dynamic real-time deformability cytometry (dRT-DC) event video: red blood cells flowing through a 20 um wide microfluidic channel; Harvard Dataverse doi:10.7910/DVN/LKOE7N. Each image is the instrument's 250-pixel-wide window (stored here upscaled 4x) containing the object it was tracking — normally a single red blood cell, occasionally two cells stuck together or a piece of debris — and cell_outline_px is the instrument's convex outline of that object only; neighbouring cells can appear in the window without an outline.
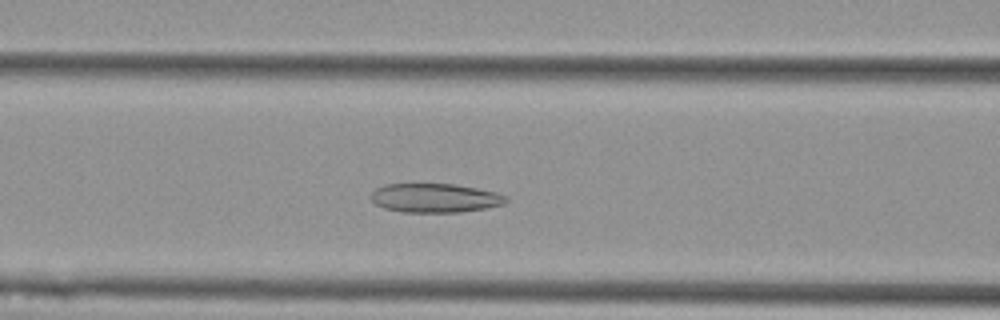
{"species": "Egyptian fruit bat (a non-hibernating species)", "species_latin": "Rousettus aegyptiacus", "temperature_condition": "cold", "stored_images_in_passage": 50, "camera_frame_rate_fps": 3000, "um_per_image_px": 0.085, "animal": {"sex": "female"}, "frame": {"image": 1, "passage_image": 17, "time_ms": 5.333, "image_size_px": [1000, 320], "cell_outline_px": [[508, 200], [504, 204], [484, 208], [460, 212], [404, 212], [384, 208], [376, 204], [368, 196], [376, 188], [384, 184], [456, 184], [500, 192], [508, 196]], "centroid_in_image_um": [37.0, 16.82], "position_along_channel_um": 129.6, "area_um2": 23.06}}
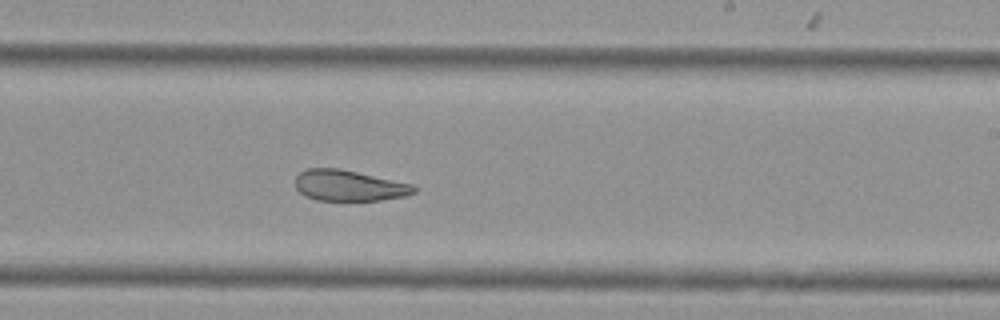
{"frame": {"image": 2, "passage_image": 28, "time_ms": 9.0, "image_size_px": [1000, 320], "cell_outline_px": [[416, 192], [404, 196], [380, 200], [316, 200], [304, 196], [296, 188], [296, 176], [300, 172], [308, 168], [340, 168], [412, 184], [416, 188]], "centroid_in_image_um": [29.64, 15.77], "position_along_channel_um": 259.4, "area_um2": 21.27}}
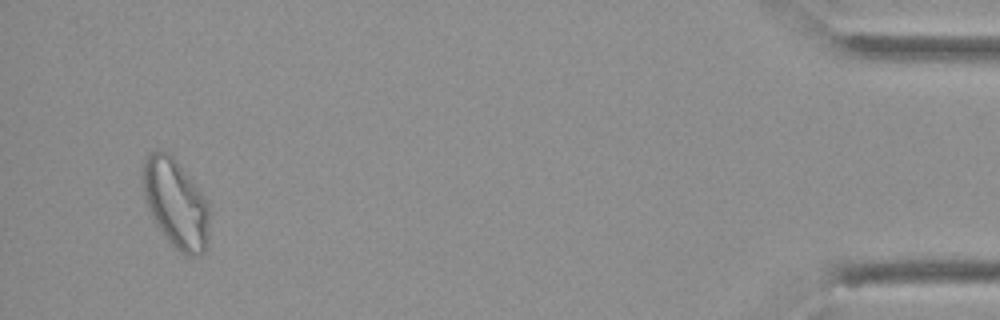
{"frame": {"image": 3, "passage_image": 48, "time_ms": 15.667, "image_size_px": [1000, 320], "cell_outline_px": [[208, 244], [204, 252], [200, 256], [184, 256], [168, 240], [156, 224], [144, 200], [140, 176], [144, 156], [148, 152], [156, 148], [168, 152], [176, 160], [200, 188], [208, 200]], "centroid_in_image_um": [14.91, 17.23], "position_along_channel_um": 420.3, "area_um2": 35.37}, "authors_computed_cell_mechanics": {"area_um2": 26.3568, "velocity_mm_per_s": 3.5554, "shape_relaxation_time_tau1_ms": null, "shape_relaxation_time_tau2_ms": 2.9481, "deformation_change_tau1": null, "deformation_change_tau2": 0.1061}}